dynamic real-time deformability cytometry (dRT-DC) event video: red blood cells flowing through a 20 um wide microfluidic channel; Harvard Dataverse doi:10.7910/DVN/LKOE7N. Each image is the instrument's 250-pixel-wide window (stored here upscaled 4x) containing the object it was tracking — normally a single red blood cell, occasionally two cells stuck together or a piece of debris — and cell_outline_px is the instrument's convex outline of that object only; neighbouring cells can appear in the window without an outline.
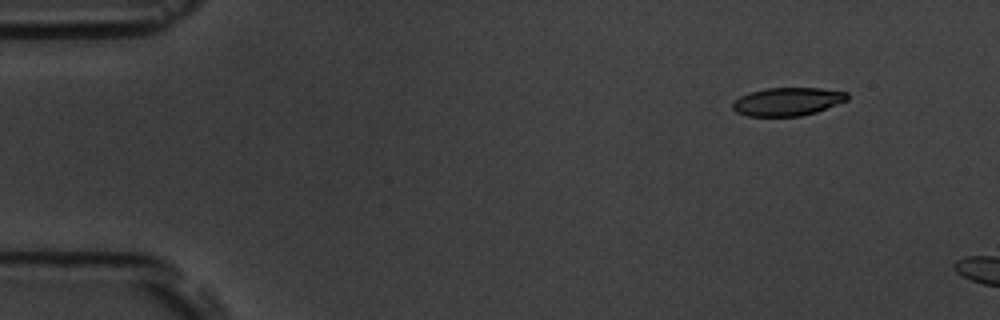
{"species": "common noctule bat (a hibernating species)", "species_latin": "Nyctalus noctula", "temperature_condition": "room temperature", "stored_images_in_passage": 2, "camera_frame_rate_fps": 3000, "um_per_image_px": 0.085, "animal": {"sex": "male", "body_mass_g": 19.5, "forearm_length_mm": 54.6}, "frame": {"image": 1, "passage_image": 1, "time_ms": 0.0, "image_size_px": [1000, 320], "cell_outline_px": [[848, 100], [816, 112], [800, 116], [748, 116], [736, 112], [732, 108], [732, 104], [740, 96], [764, 88], [820, 88], [848, 92]], "centroid_in_image_um": [66.95, 8.63], "position_along_channel_um": 18.0, "area_um2": 18.79}}